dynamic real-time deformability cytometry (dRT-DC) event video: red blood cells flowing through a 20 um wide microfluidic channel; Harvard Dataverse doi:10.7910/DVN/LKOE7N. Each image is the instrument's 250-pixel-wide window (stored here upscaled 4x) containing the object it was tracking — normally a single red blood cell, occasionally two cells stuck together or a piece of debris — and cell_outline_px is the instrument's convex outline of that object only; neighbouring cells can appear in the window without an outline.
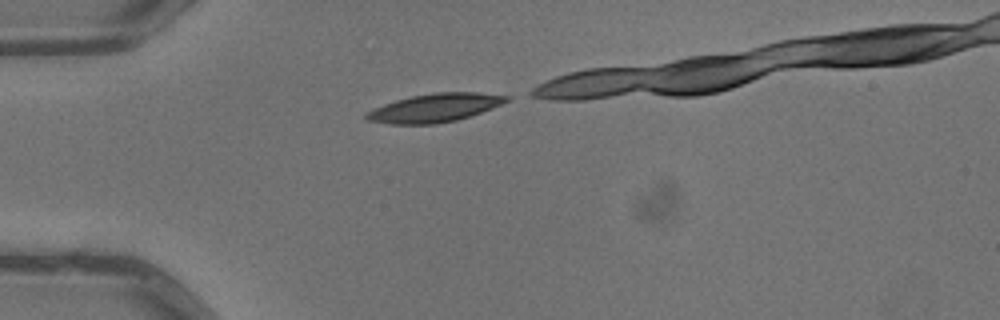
{"species": "common noctule bat (a hibernating species)", "species_latin": "Nyctalus noctula", "temperature_condition": "warm", "stored_images_in_passage": 7, "camera_frame_rate_fps": 3000, "um_per_image_px": 0.085, "animal": {"sex": "male", "body_mass_g": 13.3}, "frame": {"image": 1, "passage_image": 1, "time_ms": 0.0, "image_size_px": [1000, 320], "cell_outline_px": [[512, 96], [508, 100], [492, 108], [456, 120], [436, 124], [388, 124], [368, 120], [364, 116], [364, 112], [372, 108], [396, 100], [412, 96], [436, 92], [476, 92]], "centroid_in_image_um": [36.91, 9.16], "position_along_channel_um": 48.1, "area_um2": 23.12}}
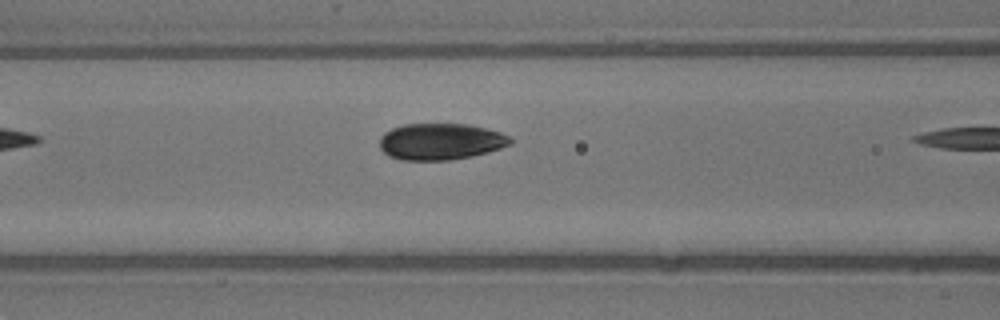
{"frame": {"image": 2, "passage_image": 5, "time_ms": 1.333, "image_size_px": [1000, 320], "cell_outline_px": [[512, 144], [488, 152], [472, 156], [448, 160], [404, 160], [388, 156], [380, 148], [380, 136], [384, 132], [392, 128], [404, 124], [468, 124], [500, 132], [512, 136]], "centroid_in_image_um": [37.46, 12.03], "position_along_channel_um": 129.1, "area_um2": 27.92}}